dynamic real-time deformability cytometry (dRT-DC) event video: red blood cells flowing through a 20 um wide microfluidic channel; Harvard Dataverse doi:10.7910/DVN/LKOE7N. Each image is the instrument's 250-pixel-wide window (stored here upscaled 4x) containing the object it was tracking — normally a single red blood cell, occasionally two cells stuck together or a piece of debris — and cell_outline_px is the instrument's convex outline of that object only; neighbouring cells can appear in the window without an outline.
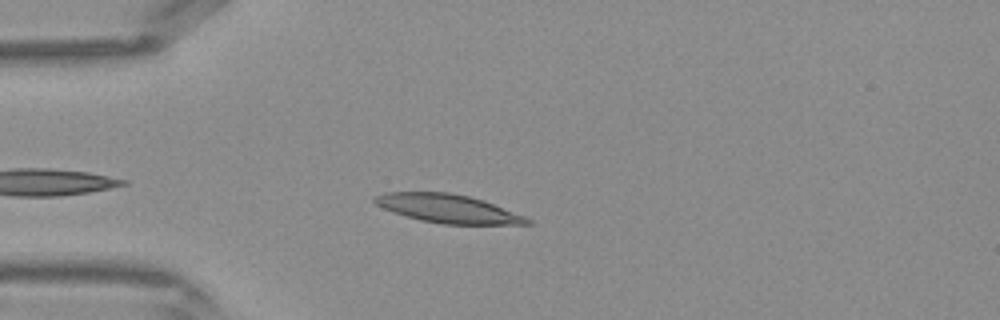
{"species": "Egyptian fruit bat (a non-hibernating species)", "species_latin": "Rousettus aegyptiacus", "temperature_condition": "warm", "stored_images_in_passage": 33, "camera_frame_rate_fps": 3000, "um_per_image_px": 0.085, "frame": {"image": 1, "passage_image": 4, "time_ms": 1.0, "image_size_px": [1000, 320], "cell_outline_px": [[532, 224], [444, 224], [420, 220], [404, 216], [384, 208], [376, 204], [372, 200], [372, 196], [384, 192], [448, 192], [468, 196], [484, 200], [524, 216], [532, 220]], "centroid_in_image_um": [38.04, 17.72], "position_along_channel_um": 47.0, "area_um2": 25.26}}
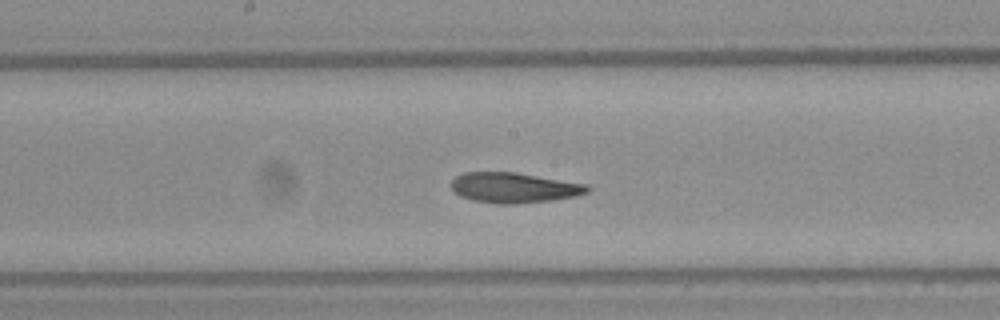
{"frame": {"image": 2, "passage_image": 15, "time_ms": 4.667, "image_size_px": [1000, 320], "cell_outline_px": [[592, 188], [588, 192], [576, 196], [552, 200], [516, 204], [496, 204], [472, 200], [460, 196], [452, 192], [448, 184], [456, 176], [464, 172], [516, 172], [588, 184]], "centroid_in_image_um": [43.66, 15.95], "position_along_channel_um": 204.5, "area_um2": 24.45}}
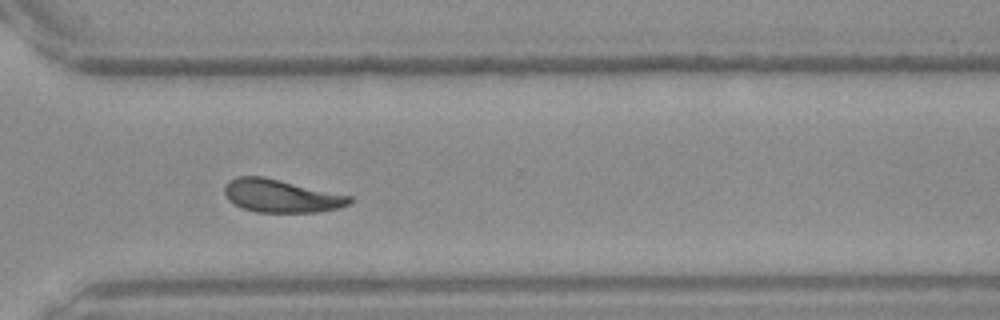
{"frame": {"image": 3, "passage_image": 24, "time_ms": 7.667, "image_size_px": [1000, 320], "cell_outline_px": [[352, 200], [348, 204], [340, 208], [320, 212], [256, 212], [240, 208], [228, 200], [224, 192], [224, 188], [228, 180], [236, 176], [264, 176], [352, 196]], "centroid_in_image_um": [23.87, 16.65], "position_along_channel_um": 346.7, "area_um2": 24.28}}